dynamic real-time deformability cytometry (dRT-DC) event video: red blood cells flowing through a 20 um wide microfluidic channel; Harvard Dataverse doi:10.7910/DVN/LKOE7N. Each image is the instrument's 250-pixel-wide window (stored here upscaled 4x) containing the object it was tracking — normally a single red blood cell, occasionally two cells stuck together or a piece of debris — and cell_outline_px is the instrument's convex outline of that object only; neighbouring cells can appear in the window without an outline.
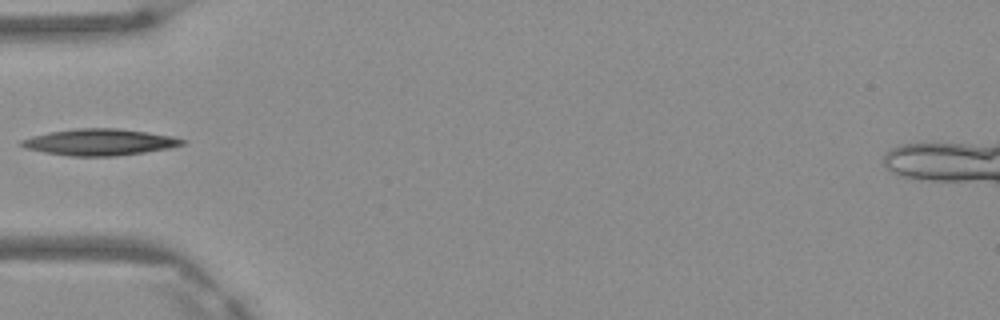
{"species": "Egyptian fruit bat (a non-hibernating species)", "species_latin": "Rousettus aegyptiacus", "temperature_condition": "warm", "stored_images_in_passage": 4, "camera_frame_rate_fps": 3000, "um_per_image_px": 0.085, "frame": {"image": 1, "passage_image": 4, "time_ms": 1.0, "image_size_px": [1000, 320], "cell_outline_px": [[188, 140], [184, 144], [168, 148], [144, 152], [116, 156], [68, 156], [44, 152], [28, 148], [20, 144], [20, 140], [32, 136], [48, 132], [76, 128], [116, 128], [172, 136]], "centroid_in_image_um": [8.46, 12.08], "position_along_channel_um": 76.5, "area_um2": 24.62}}